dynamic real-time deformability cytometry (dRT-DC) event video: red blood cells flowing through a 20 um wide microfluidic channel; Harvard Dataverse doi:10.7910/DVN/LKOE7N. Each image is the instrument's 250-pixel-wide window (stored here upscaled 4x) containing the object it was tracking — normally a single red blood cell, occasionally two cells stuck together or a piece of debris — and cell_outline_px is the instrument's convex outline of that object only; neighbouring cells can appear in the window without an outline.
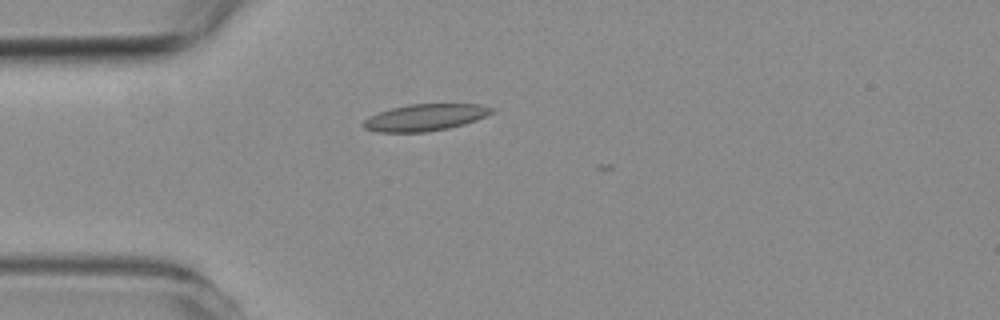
{"species": "common noctule bat (a hibernating species)", "species_latin": "Nyctalus noctula", "temperature_condition": "room temperature", "stored_images_in_passage": 1, "camera_frame_rate_fps": 3000, "um_per_image_px": 0.085, "animal": {"sex": "female", "body_mass_g": 19.3, "forearm_length_mm": 54.1}, "frame": {"image": 1, "passage_image": 1, "time_ms": 0.0, "image_size_px": [1000, 320], "cell_outline_px": [[496, 112], [476, 120], [464, 124], [448, 128], [424, 132], [376, 132], [364, 128], [360, 124], [368, 116], [392, 108], [408, 104], [480, 104], [496, 108]], "centroid_in_image_um": [36.15, 9.98], "position_along_channel_um": 48.8, "area_um2": 20.17}}